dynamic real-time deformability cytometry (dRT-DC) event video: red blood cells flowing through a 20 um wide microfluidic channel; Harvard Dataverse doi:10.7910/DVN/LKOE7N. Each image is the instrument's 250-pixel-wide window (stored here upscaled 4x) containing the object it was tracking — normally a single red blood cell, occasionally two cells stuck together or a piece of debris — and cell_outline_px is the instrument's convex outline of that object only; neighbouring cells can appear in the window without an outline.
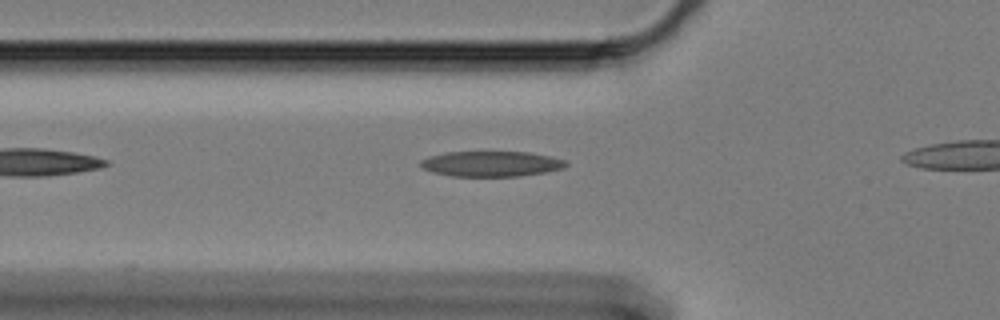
{"species": "Egyptian fruit bat (a non-hibernating species)", "species_latin": "Rousettus aegyptiacus", "temperature_condition": "cold", "stored_images_in_passage": 16, "camera_frame_rate_fps": 3000, "um_per_image_px": 0.085, "animal": {"sex": "female"}, "frame": {"image": 1, "passage_image": 3, "time_ms": 0.667, "image_size_px": [1000, 320], "cell_outline_px": [[568, 164], [564, 168], [544, 172], [520, 176], [452, 176], [432, 172], [420, 168], [420, 160], [428, 156], [444, 152], [532, 152], [552, 156], [568, 160]], "centroid_in_image_um": [41.76, 13.92], "position_along_channel_um": 84.0, "area_um2": 21.79}}
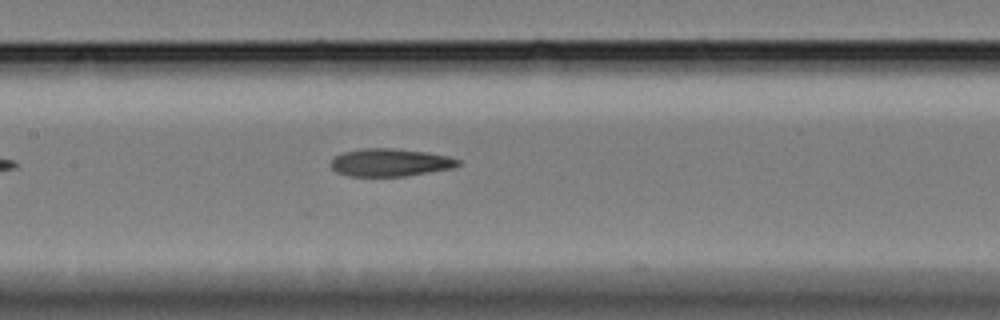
{"frame": {"image": 2, "passage_image": 11, "time_ms": 3.333, "image_size_px": [1000, 320], "cell_outline_px": [[460, 164], [452, 168], [404, 176], [348, 176], [336, 172], [332, 168], [332, 160], [336, 156], [344, 152], [364, 148], [396, 148], [424, 152], [448, 156], [460, 160]], "centroid_in_image_um": [33.16, 13.81], "position_along_channel_um": 174.2, "area_um2": 20.35}}
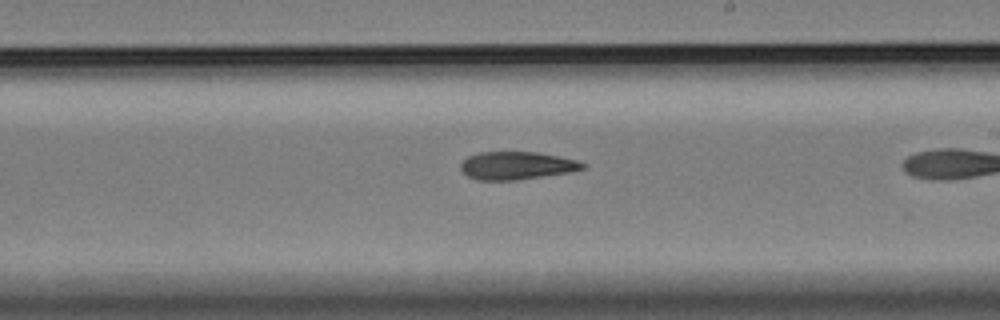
{"frame": {"image": 3, "passage_image": 14, "time_ms": 4.333, "image_size_px": [1000, 320], "cell_outline_px": [[588, 164], [584, 168], [572, 172], [516, 180], [476, 180], [468, 176], [460, 168], [460, 164], [468, 156], [480, 152], [536, 152], [576, 160]], "centroid_in_image_um": [43.92, 14.08], "position_along_channel_um": 245.1, "area_um2": 19.77}}